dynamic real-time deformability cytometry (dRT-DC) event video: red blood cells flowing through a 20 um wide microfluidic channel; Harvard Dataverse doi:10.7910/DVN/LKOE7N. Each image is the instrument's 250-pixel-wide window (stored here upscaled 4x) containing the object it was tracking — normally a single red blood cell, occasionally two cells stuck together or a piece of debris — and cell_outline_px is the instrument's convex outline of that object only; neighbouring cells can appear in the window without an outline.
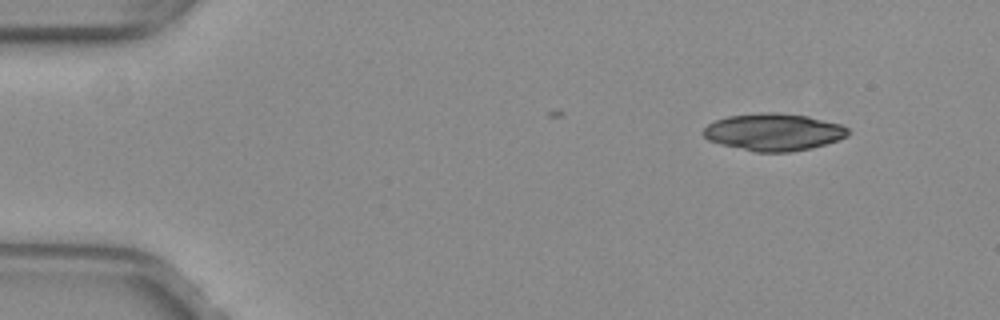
{"species": "common noctule bat (a hibernating species)", "species_latin": "Nyctalus noctula", "temperature_condition": "warm", "stored_images_in_passage": 9, "camera_frame_rate_fps": 3000, "um_per_image_px": 0.085, "animal": {"sex": "female", "body_mass_g": 29.2, "forearm_length_mm": 56.3}, "frame": {"image": 1, "passage_image": 1, "time_ms": 0.0, "image_size_px": [1000, 320], "cell_outline_px": [[848, 136], [812, 148], [788, 152], [756, 152], [720, 144], [708, 140], [700, 132], [708, 124], [716, 120], [728, 116], [760, 112], [776, 112], [808, 116], [840, 124], [848, 128]], "centroid_in_image_um": [65.72, 11.22], "position_along_channel_um": 19.3, "area_um2": 31.39}}